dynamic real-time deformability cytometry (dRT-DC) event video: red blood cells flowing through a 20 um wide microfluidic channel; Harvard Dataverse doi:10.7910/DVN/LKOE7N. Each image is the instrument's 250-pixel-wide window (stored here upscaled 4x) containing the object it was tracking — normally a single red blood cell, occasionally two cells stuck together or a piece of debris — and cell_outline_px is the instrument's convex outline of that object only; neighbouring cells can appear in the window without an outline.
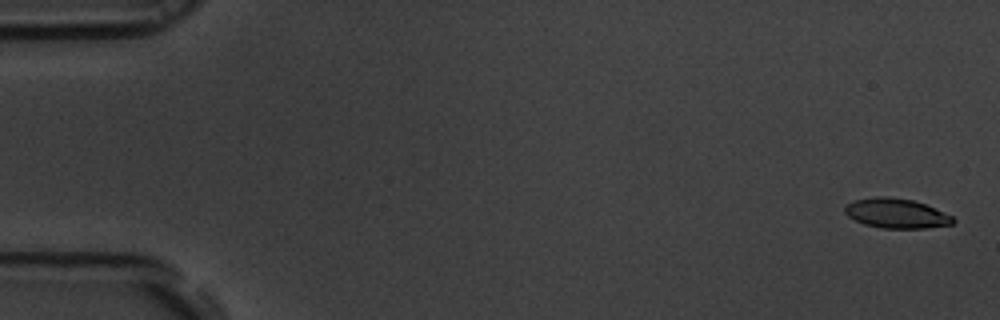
{"species": "common noctule bat (a hibernating species)", "species_latin": "Nyctalus noctula", "temperature_condition": "room temperature", "stored_images_in_passage": 17, "camera_frame_rate_fps": 3000, "um_per_image_px": 0.085, "animal": {"sex": "male", "body_mass_g": 19.5, "forearm_length_mm": 54.6}, "frame": {"image": 1, "passage_image": 2, "time_ms": 0.333, "image_size_px": [1000, 320], "cell_outline_px": [[956, 220], [952, 224], [924, 228], [880, 228], [864, 224], [848, 216], [844, 212], [844, 208], [852, 200], [876, 196], [888, 196], [912, 200], [924, 204], [952, 216]], "centroid_in_image_um": [76.15, 18.13], "position_along_channel_um": 8.8, "area_um2": 18.61}}
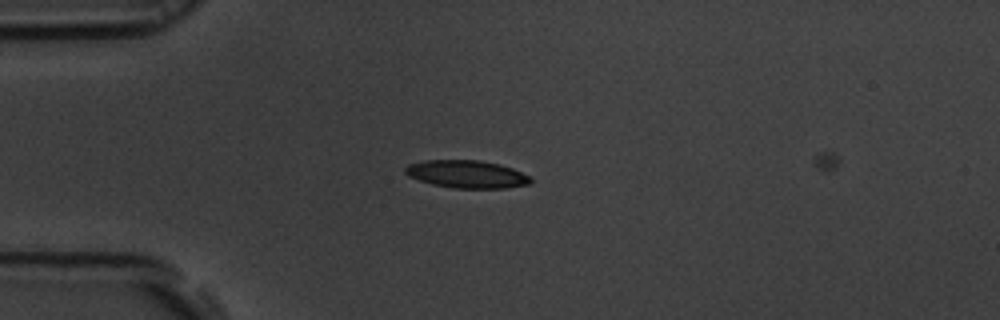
{"frame": {"image": 2, "passage_image": 15, "time_ms": 4.667, "image_size_px": [1000, 320], "cell_outline_px": [[532, 180], [528, 184], [504, 188], [452, 188], [432, 184], [408, 176], [404, 172], [404, 168], [408, 164], [424, 160], [480, 160], [500, 164], [512, 168], [532, 176]], "centroid_in_image_um": [39.67, 14.8], "position_along_channel_um": 45.3, "area_um2": 20.35}}